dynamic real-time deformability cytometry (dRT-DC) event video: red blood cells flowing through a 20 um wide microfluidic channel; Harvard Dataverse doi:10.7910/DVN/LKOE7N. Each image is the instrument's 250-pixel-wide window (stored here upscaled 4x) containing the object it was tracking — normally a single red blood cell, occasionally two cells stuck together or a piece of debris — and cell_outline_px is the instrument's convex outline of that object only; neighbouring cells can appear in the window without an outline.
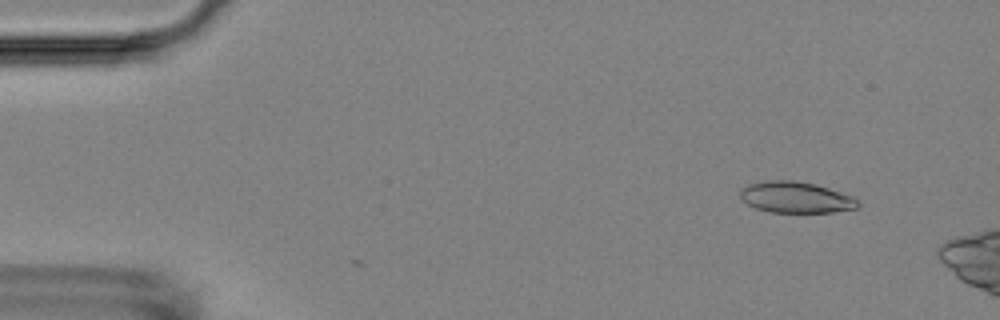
{"species": "Egyptian fruit bat (a non-hibernating species)", "species_latin": "Rousettus aegyptiacus", "temperature_condition": "room temperature", "stored_images_in_passage": 2, "camera_frame_rate_fps": 3000, "um_per_image_px": 0.085, "animal": {"sex": "female"}, "frame": {"image": 1, "passage_image": 1, "time_ms": 0.0, "image_size_px": [1000, 320], "cell_outline_px": [[860, 204], [856, 208], [832, 212], [768, 212], [756, 208], [740, 200], [740, 192], [748, 184], [768, 180], [792, 180], [816, 184], [852, 196]], "centroid_in_image_um": [67.61, 16.77], "position_along_channel_um": 17.4, "area_um2": 21.27}}